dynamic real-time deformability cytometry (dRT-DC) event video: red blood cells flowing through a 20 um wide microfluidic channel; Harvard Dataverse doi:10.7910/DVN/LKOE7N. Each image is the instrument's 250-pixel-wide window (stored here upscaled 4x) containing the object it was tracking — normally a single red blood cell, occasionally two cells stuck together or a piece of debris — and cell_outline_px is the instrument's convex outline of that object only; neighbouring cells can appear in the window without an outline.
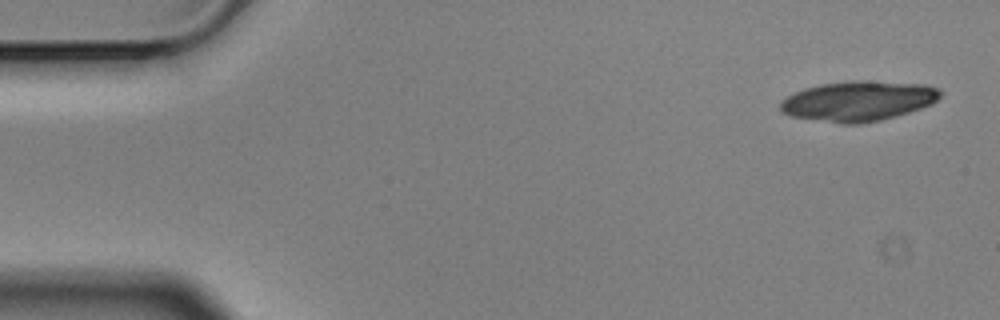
{"species": "Egyptian fruit bat (a non-hibernating species)", "species_latin": "Rousettus aegyptiacus", "temperature_condition": "cold", "stored_images_in_passage": 6, "camera_frame_rate_fps": 3000, "um_per_image_px": 0.085, "animal": {"sex": "male"}, "frame": {"image": 1, "passage_image": 1, "time_ms": 0.0, "image_size_px": [1000, 320], "cell_outline_px": [[944, 92], [932, 104], [896, 116], [880, 120], [860, 124], [840, 124], [788, 116], [780, 112], [780, 104], [788, 96], [804, 88], [820, 84], [852, 80], [860, 80], [924, 84], [940, 88]], "centroid_in_image_um": [72.95, 8.59], "position_along_channel_um": 12.0, "area_um2": 37.57}}
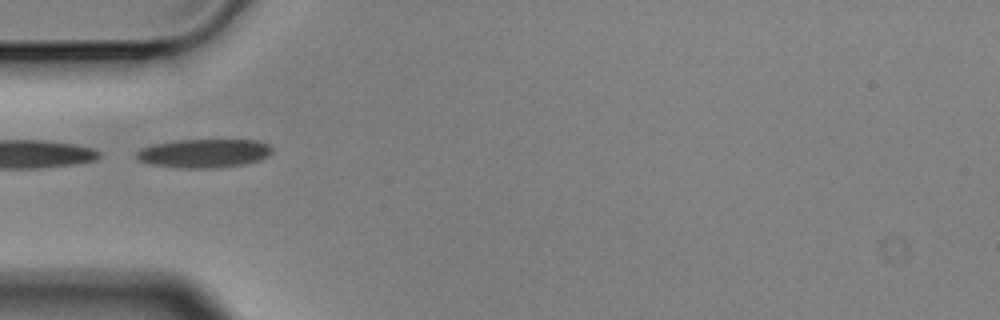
{"frame": {"image": 2, "passage_image": 5, "time_ms": 1.333, "image_size_px": [1000, 320], "cell_outline_px": [[272, 152], [268, 156], [260, 160], [244, 164], [216, 168], [176, 168], [148, 164], [140, 160], [136, 156], [136, 152], [140, 148], [152, 144], [176, 140], [260, 140], [268, 144], [272, 148]], "centroid_in_image_um": [17.33, 13.03], "position_along_channel_um": 67.7, "area_um2": 22.95}}